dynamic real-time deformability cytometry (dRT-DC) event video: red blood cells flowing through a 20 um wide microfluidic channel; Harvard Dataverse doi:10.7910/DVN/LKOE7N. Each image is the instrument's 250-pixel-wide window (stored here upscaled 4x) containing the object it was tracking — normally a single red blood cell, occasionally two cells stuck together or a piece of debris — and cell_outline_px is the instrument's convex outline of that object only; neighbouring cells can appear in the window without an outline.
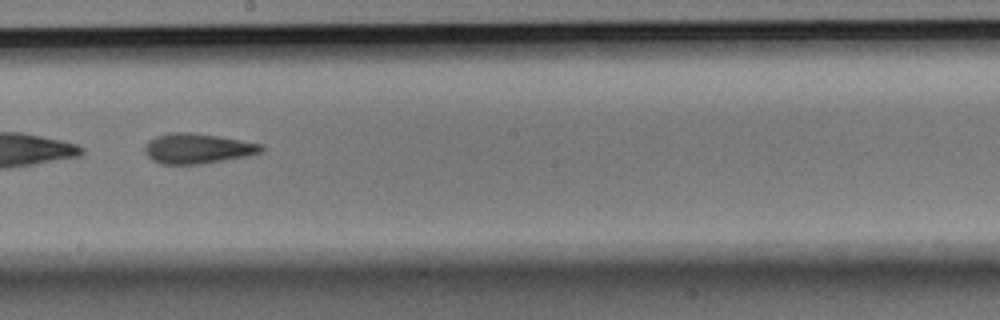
{"species": "Egyptian fruit bat (a non-hibernating species)", "species_latin": "Rousettus aegyptiacus", "temperature_condition": "room temperature", "stored_images_in_passage": 39, "camera_frame_rate_fps": 3000, "um_per_image_px": 0.085, "animal": {"sex": "male"}, "frame": {"image": 1, "passage_image": 17, "time_ms": 5.333, "image_size_px": [1000, 320], "cell_outline_px": [[264, 148], [260, 152], [248, 156], [200, 164], [160, 164], [152, 160], [148, 156], [144, 148], [148, 140], [156, 136], [168, 132], [192, 132], [264, 144]], "centroid_in_image_um": [16.77, 12.62], "position_along_channel_um": 231.4, "area_um2": 20.46}, "authors_computed_cell_mechanics": {"area_um2": 20.2878, "velocity_mm_per_s": 3.7743, "shape_relaxation_time_tau1_ms": 8.0328, "shape_relaxation_time_tau2_ms": 3.7484, "deformation_change_tau1": 0.1985, "deformation_change_tau2": 0.1351}}